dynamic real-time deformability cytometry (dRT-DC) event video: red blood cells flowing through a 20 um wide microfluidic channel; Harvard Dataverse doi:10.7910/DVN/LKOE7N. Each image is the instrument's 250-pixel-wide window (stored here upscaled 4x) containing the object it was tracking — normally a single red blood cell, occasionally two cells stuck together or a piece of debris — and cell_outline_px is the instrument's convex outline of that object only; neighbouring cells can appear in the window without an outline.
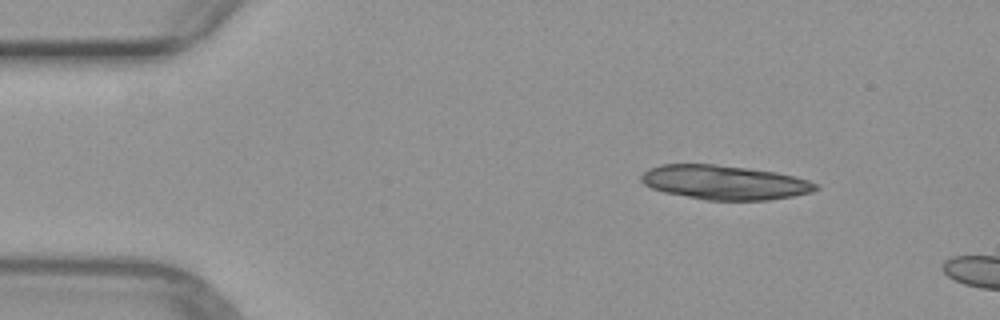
{"species": "common noctule bat (a hibernating species)", "species_latin": "Nyctalus noctula", "temperature_condition": "warm", "stored_images_in_passage": 10, "camera_frame_rate_fps": 3000, "um_per_image_px": 0.085, "animal": {"sex": "female", "body_mass_g": 29.2, "forearm_length_mm": 56.3}, "frame": {"image": 1, "passage_image": 6, "time_ms": 1.667, "image_size_px": [1000, 320], "cell_outline_px": [[820, 188], [812, 192], [792, 196], [768, 200], [708, 200], [664, 192], [652, 188], [644, 184], [640, 180], [640, 176], [648, 168], [660, 164], [716, 164], [748, 168], [776, 172], [808, 180], [820, 184]], "centroid_in_image_um": [61.59, 15.5], "position_along_channel_um": 23.4, "area_um2": 34.91}}